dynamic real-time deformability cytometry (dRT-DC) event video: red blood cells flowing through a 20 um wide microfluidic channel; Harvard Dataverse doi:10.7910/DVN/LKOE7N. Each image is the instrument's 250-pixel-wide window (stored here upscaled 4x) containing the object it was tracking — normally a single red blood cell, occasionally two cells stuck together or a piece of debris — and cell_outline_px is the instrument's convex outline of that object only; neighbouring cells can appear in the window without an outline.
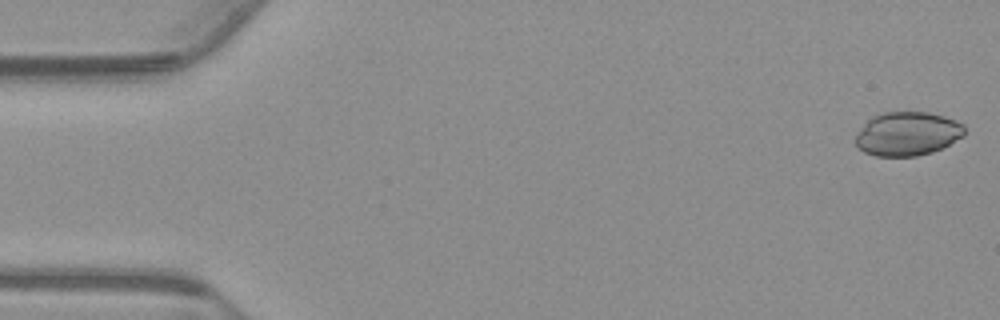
{"species": "common noctule bat (a hibernating species)", "species_latin": "Nyctalus noctula", "temperature_condition": "warm", "stored_images_in_passage": 54, "camera_frame_rate_fps": 3000, "um_per_image_px": 0.085, "animal": {"sex": "male", "body_mass_g": 23.1, "forearm_length_mm": 52.7}, "frame": {"image": 1, "passage_image": 1, "time_ms": 0.0, "image_size_px": [1000, 320], "cell_outline_px": [[964, 136], [932, 152], [916, 156], [876, 156], [864, 152], [856, 148], [856, 132], [872, 116], [884, 112], [928, 112], [944, 116], [956, 120], [964, 124]], "centroid_in_image_um": [77.11, 11.37], "position_along_channel_um": 7.9, "area_um2": 27.92}}
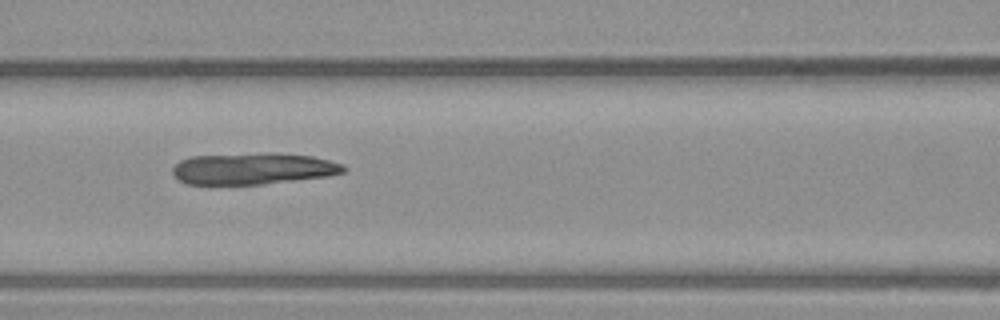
{"frame": {"image": 2, "passage_image": 23, "time_ms": 7.333, "image_size_px": [1000, 320], "cell_outline_px": [[348, 168], [344, 172], [328, 176], [264, 184], [188, 184], [180, 180], [172, 172], [172, 168], [180, 160], [192, 156], [312, 156], [344, 164]], "centroid_in_image_um": [21.52, 14.39], "position_along_channel_um": 145.1, "area_um2": 29.77}}